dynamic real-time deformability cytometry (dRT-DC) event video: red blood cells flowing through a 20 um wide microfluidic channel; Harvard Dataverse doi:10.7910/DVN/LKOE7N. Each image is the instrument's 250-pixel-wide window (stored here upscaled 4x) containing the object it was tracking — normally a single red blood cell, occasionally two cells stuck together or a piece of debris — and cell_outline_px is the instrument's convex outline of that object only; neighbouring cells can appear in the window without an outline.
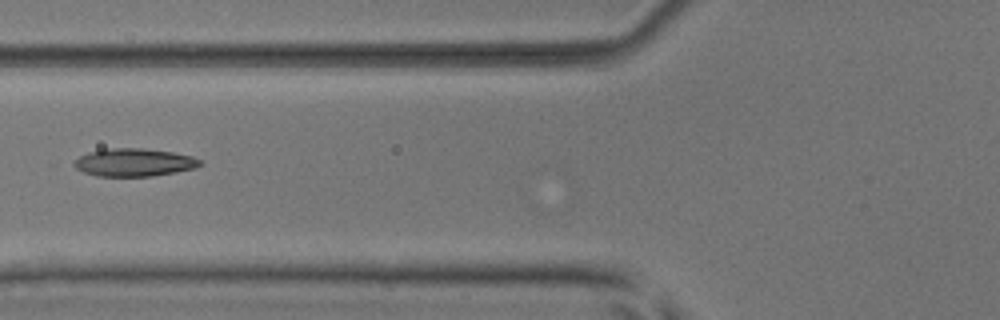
{"species": "common noctule bat (a hibernating species)", "species_latin": "Nyctalus noctula", "temperature_condition": "room temperature", "stored_images_in_passage": 4, "camera_frame_rate_fps": 3000, "um_per_image_px": 0.085, "animal": {"sex": "male", "body_mass_g": 17.9, "forearm_length_mm": 54.2}, "frame": {"image": 1, "passage_image": 3, "time_ms": 3.333, "image_size_px": [1000, 320], "cell_outline_px": [[204, 164], [196, 168], [176, 172], [152, 176], [96, 176], [84, 172], [76, 168], [72, 164], [80, 156], [88, 152], [104, 148], [144, 148], [172, 152], [192, 156], [200, 160]], "centroid_in_image_um": [11.41, 13.8], "position_along_channel_um": 114.4, "area_um2": 20.58}}
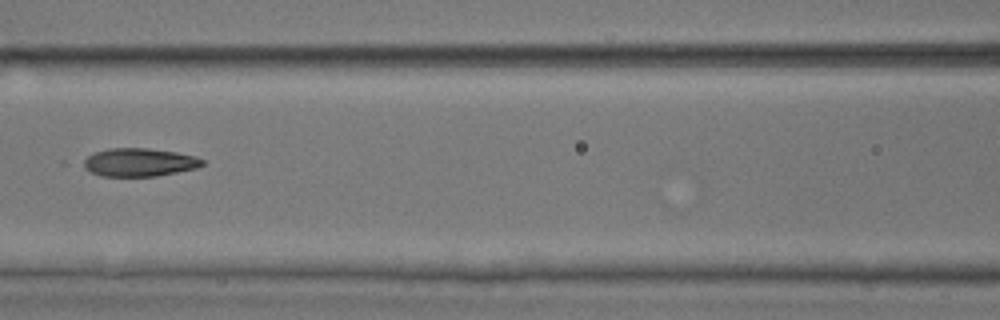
{"frame": {"image": 2, "passage_image": 4, "time_ms": 4.333, "image_size_px": [1000, 320], "cell_outline_px": [[204, 164], [196, 168], [156, 176], [100, 176], [76, 164], [80, 160], [96, 152], [108, 148], [148, 148], [176, 152], [196, 156], [204, 160]], "centroid_in_image_um": [11.77, 13.79], "position_along_channel_um": 154.8, "area_um2": 19.77}}